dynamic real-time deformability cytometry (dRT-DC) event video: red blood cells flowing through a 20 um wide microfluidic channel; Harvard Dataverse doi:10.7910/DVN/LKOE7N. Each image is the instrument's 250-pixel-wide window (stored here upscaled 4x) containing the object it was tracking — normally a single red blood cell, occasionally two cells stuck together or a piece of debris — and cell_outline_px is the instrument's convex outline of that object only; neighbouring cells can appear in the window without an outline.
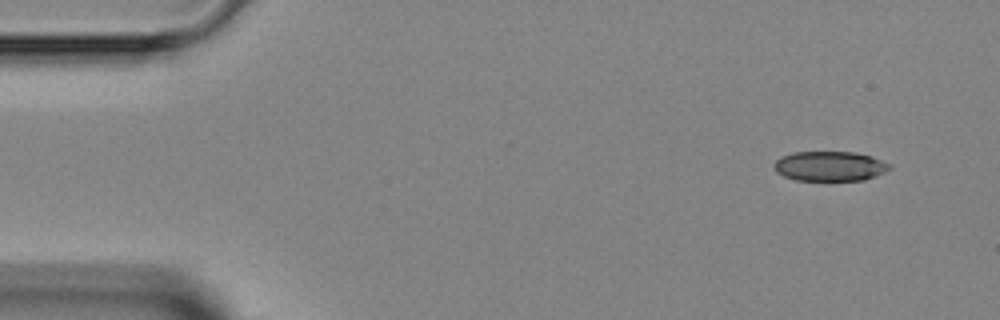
{"species": "Egyptian fruit bat (a non-hibernating species)", "species_latin": "Rousettus aegyptiacus", "temperature_condition": "room temperature", "stored_images_in_passage": 3, "camera_frame_rate_fps": 3000, "um_per_image_px": 0.085, "animal": {"sex": "female"}, "frame": {"image": 1, "passage_image": 1, "time_ms": 0.0, "image_size_px": [1000, 320], "cell_outline_px": [[892, 168], [884, 172], [864, 180], [796, 180], [784, 176], [776, 172], [776, 160], [792, 152], [852, 152], [872, 156], [892, 164]], "centroid_in_image_um": [70.58, 14.12], "position_along_channel_um": 14.4, "area_um2": 19.88}}